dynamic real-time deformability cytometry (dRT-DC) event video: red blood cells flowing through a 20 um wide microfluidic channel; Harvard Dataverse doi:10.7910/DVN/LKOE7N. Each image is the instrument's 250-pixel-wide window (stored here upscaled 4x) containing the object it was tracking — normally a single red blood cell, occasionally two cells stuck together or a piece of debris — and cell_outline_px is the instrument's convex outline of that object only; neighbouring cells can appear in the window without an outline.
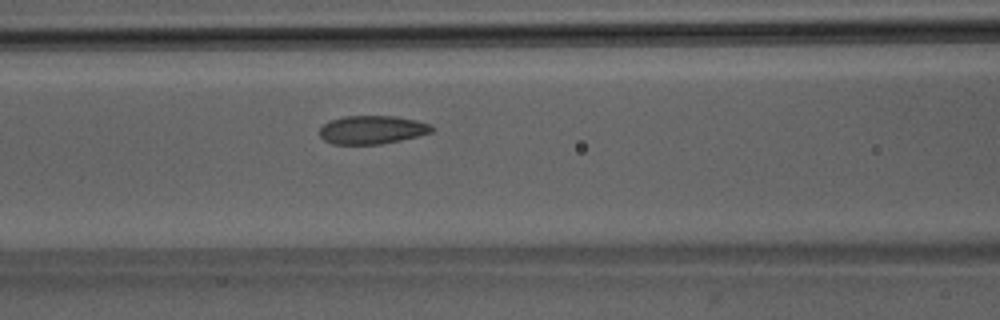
{"species": "Egyptian fruit bat (a non-hibernating species)", "species_latin": "Rousettus aegyptiacus", "temperature_condition": "room temperature", "stored_images_in_passage": 49, "camera_frame_rate_fps": 3000, "um_per_image_px": 0.085, "animal": {"sex": "male"}, "frame": {"image": 1, "passage_image": 20, "time_ms": 6.333, "image_size_px": [1000, 320], "cell_outline_px": [[436, 128], [432, 132], [400, 140], [380, 144], [332, 144], [324, 140], [320, 136], [320, 128], [328, 120], [344, 116], [396, 116], [416, 120], [428, 124]], "centroid_in_image_um": [31.6, 11.02], "position_along_channel_um": 135.0, "area_um2": 18.55}}
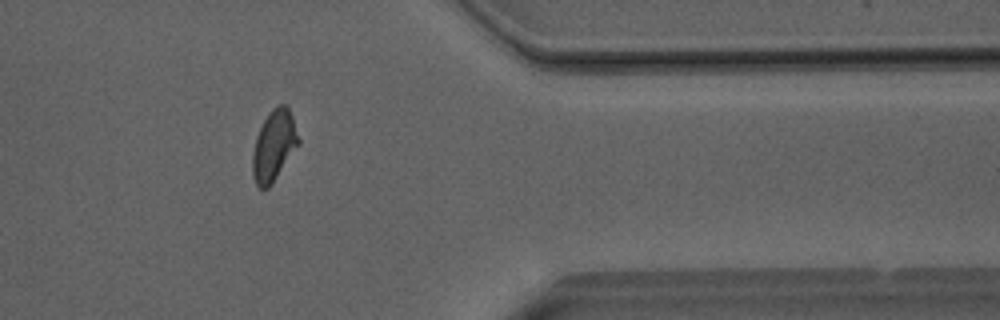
{"frame": {"image": 2, "passage_image": 40, "time_ms": 13.0, "image_size_px": [1000, 320], "cell_outline_px": [[300, 144], [272, 184], [268, 188], [260, 188], [256, 184], [252, 176], [252, 152], [256, 136], [264, 120], [272, 108], [276, 104], [284, 104], [288, 108], [292, 116], [300, 140]], "centroid_in_image_um": [23.28, 12.39], "position_along_channel_um": 388.1, "area_um2": 19.07}}
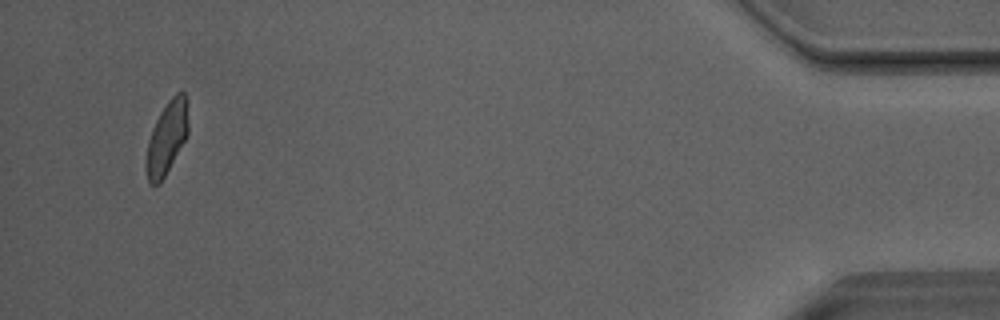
{"frame": {"image": 3, "passage_image": 47, "time_ms": 15.333, "image_size_px": [1000, 320], "cell_outline_px": [[188, 132], [184, 140], [160, 184], [152, 184], [148, 180], [144, 164], [148, 140], [152, 128], [160, 112], [168, 100], [176, 92], [184, 92], [188, 100]], "centroid_in_image_um": [14.17, 11.68], "position_along_channel_um": 421.0, "area_um2": 17.92}, "authors_computed_cell_mechanics": {"area_um2": 18.8428, "velocity_mm_per_s": 4.0496, "shape_relaxation_time_tau1_ms": null, "shape_relaxation_time_tau2_ms": 1.4505, "deformation_change_tau1": null, "deformation_change_tau2": 0.0557}}